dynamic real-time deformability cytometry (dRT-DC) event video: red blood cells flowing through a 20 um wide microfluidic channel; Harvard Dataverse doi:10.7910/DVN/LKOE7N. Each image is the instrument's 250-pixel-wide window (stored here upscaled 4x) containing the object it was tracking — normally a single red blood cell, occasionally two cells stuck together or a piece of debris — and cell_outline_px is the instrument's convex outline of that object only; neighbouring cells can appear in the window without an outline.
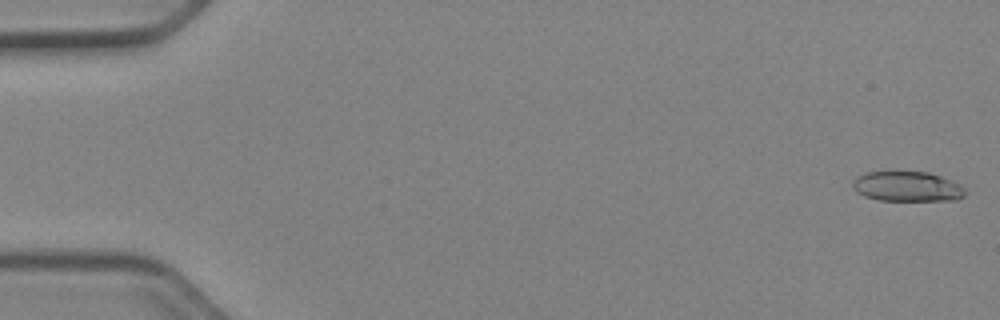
{"species": "Egyptian fruit bat (a non-hibernating species)", "species_latin": "Rousettus aegyptiacus", "temperature_condition": "cold", "stored_images_in_passage": 52, "camera_frame_rate_fps": 3000, "um_per_image_px": 0.085, "animal": {"sex": "female"}, "frame": {"image": 1, "passage_image": 1, "time_ms": 0.0, "image_size_px": [1000, 320], "cell_outline_px": [[964, 196], [956, 200], [880, 200], [864, 196], [856, 192], [852, 188], [852, 180], [868, 172], [888, 168], [928, 172], [940, 176], [960, 184], [964, 188]], "centroid_in_image_um": [77.05, 15.8], "position_along_channel_um": 7.9, "area_um2": 20.35}}
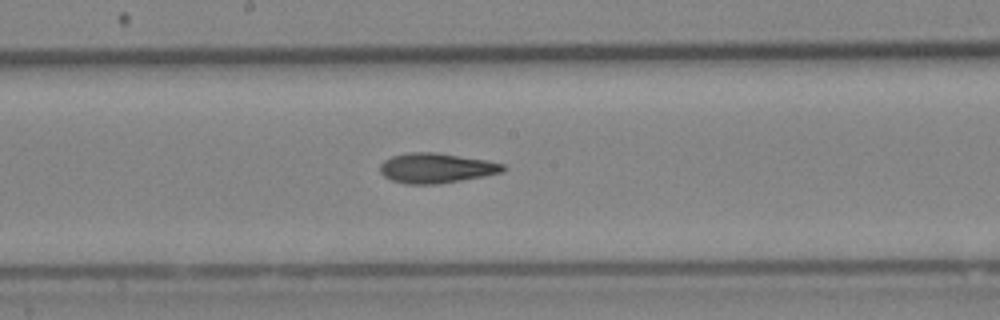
{"frame": {"image": 2, "passage_image": 28, "time_ms": 9.0, "image_size_px": [1000, 320], "cell_outline_px": [[508, 168], [500, 172], [484, 176], [436, 184], [404, 184], [392, 180], [384, 176], [380, 172], [380, 164], [384, 160], [392, 156], [408, 152], [436, 152], [484, 160], [504, 164]], "centroid_in_image_um": [37.04, 14.28], "position_along_channel_um": 211.2, "area_um2": 21.33}}
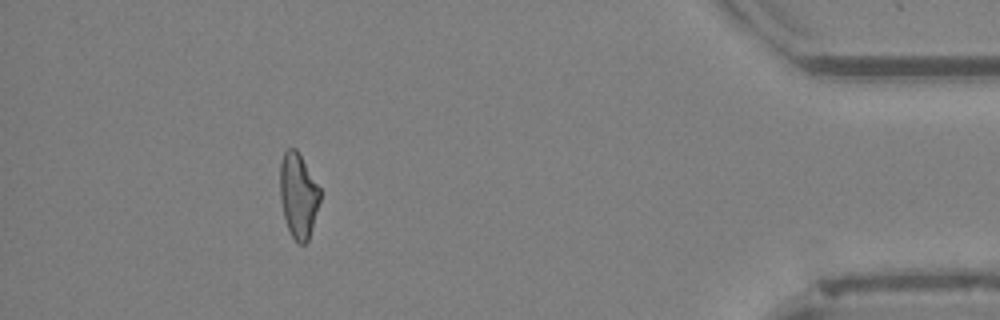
{"frame": {"image": 3, "passage_image": 47, "time_ms": 15.333, "image_size_px": [1000, 320], "cell_outline_px": [[320, 200], [308, 240], [304, 244], [296, 244], [288, 228], [284, 216], [280, 200], [280, 164], [284, 152], [288, 148], [296, 148], [320, 188]], "centroid_in_image_um": [25.34, 16.61], "position_along_channel_um": 409.9, "area_um2": 19.65}, "authors_computed_cell_mechanics": {"area_um2": 20.6057, "velocity_mm_per_s": 3.969, "shape_relaxation_time_tau1_ms": null, "shape_relaxation_time_tau2_ms": 5.7571, "deformation_change_tau1": null, "deformation_change_tau2": 0.1599}}